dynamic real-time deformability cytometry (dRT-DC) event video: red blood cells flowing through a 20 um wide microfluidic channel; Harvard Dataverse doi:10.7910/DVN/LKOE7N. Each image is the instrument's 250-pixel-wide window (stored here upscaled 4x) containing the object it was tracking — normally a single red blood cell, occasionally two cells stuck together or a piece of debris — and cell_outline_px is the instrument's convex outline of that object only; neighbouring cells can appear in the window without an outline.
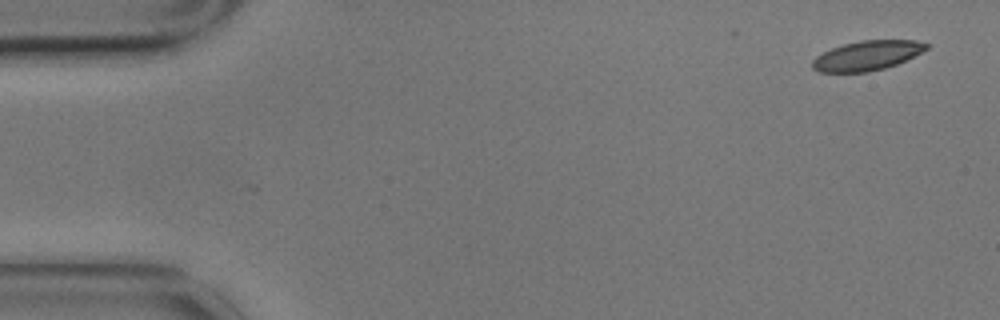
{"species": "common noctule bat (a hibernating species)", "species_latin": "Nyctalus noctula", "temperature_condition": "cold", "stored_images_in_passage": 4, "camera_frame_rate_fps": 3000, "um_per_image_px": 0.085, "animal": {"sex": "male", "body_mass_g": 17.9}, "frame": {"image": 1, "passage_image": 1, "time_ms": 0.0, "image_size_px": [1000, 320], "cell_outline_px": [[928, 48], [896, 64], [884, 68], [868, 72], [820, 72], [812, 68], [812, 60], [816, 56], [832, 48], [844, 44], [860, 40], [916, 40], [928, 44]], "centroid_in_image_um": [73.67, 4.72], "position_along_channel_um": 11.3, "area_um2": 19.42}}